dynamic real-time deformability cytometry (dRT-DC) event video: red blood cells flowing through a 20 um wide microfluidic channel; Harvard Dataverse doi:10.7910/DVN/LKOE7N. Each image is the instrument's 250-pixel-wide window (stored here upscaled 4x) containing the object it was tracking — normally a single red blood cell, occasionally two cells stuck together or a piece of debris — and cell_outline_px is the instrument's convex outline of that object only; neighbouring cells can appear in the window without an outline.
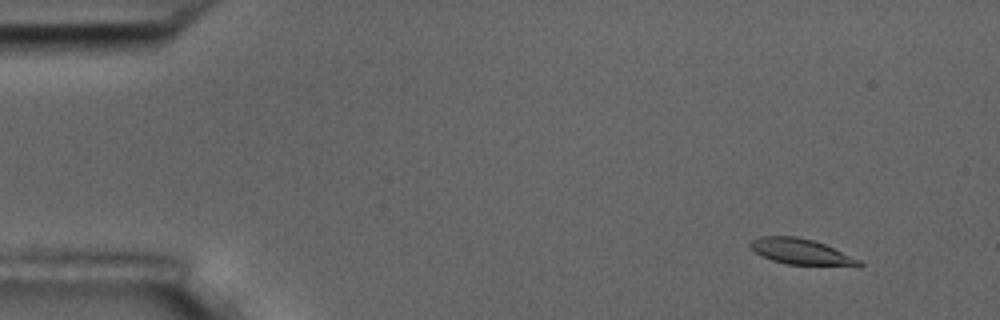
{"species": "common noctule bat (a hibernating species)", "species_latin": "Nyctalus noctula", "temperature_condition": "room temperature", "stored_images_in_passage": 4, "camera_frame_rate_fps": 3000, "um_per_image_px": 0.085, "animal": {"sex": "male", "body_mass_g": 17.5, "forearm_length_mm": 52.3}, "frame": {"image": 1, "passage_image": 2, "time_ms": 1.0, "image_size_px": [1000, 320], "cell_outline_px": [[864, 264], [860, 268], [788, 264], [772, 260], [756, 252], [748, 244], [752, 240], [760, 236], [796, 236], [812, 240], [824, 244], [860, 260]], "centroid_in_image_um": [68.18, 21.43], "position_along_channel_um": 16.8, "area_um2": 16.53}}
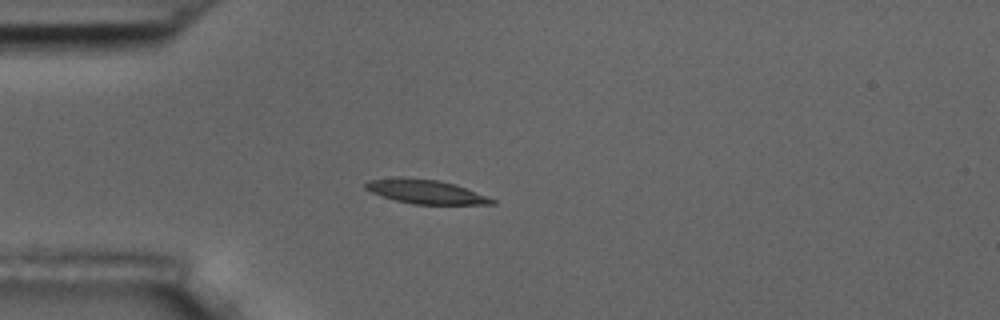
{"frame": {"image": 2, "passage_image": 4, "time_ms": 4.333, "image_size_px": [1000, 320], "cell_outline_px": [[496, 204], [412, 204], [396, 200], [372, 192], [364, 188], [364, 184], [368, 180], [396, 176], [400, 176], [440, 180], [464, 188], [496, 200]], "centroid_in_image_um": [36.11, 16.27], "position_along_channel_um": 48.9, "area_um2": 17.57}}